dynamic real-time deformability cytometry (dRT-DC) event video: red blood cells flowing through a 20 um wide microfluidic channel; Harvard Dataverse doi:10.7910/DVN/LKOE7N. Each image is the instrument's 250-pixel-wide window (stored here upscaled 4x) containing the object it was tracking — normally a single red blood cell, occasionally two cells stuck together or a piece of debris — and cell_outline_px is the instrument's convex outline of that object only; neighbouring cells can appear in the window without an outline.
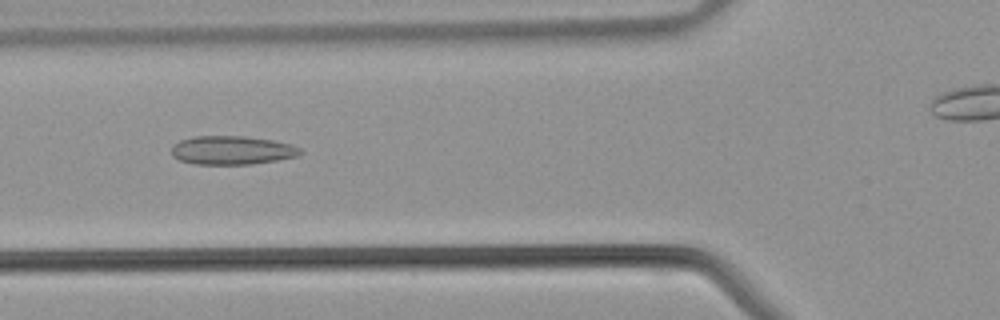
{"species": "common noctule bat (a hibernating species)", "species_latin": "Nyctalus noctula", "temperature_condition": "warm", "stored_images_in_passage": 34, "camera_frame_rate_fps": 3000, "um_per_image_px": 0.085, "animal": {"sex": "male", "body_mass_g": 21.5, "forearm_length_mm": 52.0}, "frame": {"image": 1, "passage_image": 15, "time_ms": 4.667, "image_size_px": [1000, 320], "cell_outline_px": [[304, 152], [300, 156], [252, 164], [196, 164], [180, 160], [172, 156], [172, 144], [180, 140], [192, 136], [244, 136], [272, 140], [292, 144], [300, 148]], "centroid_in_image_um": [19.74, 12.76], "position_along_channel_um": 106.1, "area_um2": 21.68}}
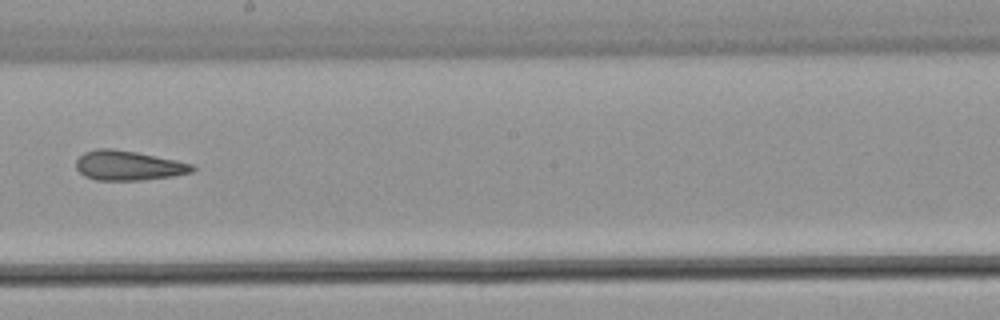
{"frame": {"image": 2, "passage_image": 23, "time_ms": 7.333, "image_size_px": [1000, 320], "cell_outline_px": [[196, 168], [192, 172], [172, 176], [140, 180], [96, 180], [84, 176], [76, 168], [76, 160], [84, 152], [96, 148], [112, 148], [136, 152], [176, 160], [192, 164]], "centroid_in_image_um": [10.88, 14.06], "position_along_channel_um": 237.3, "area_um2": 20.06}}
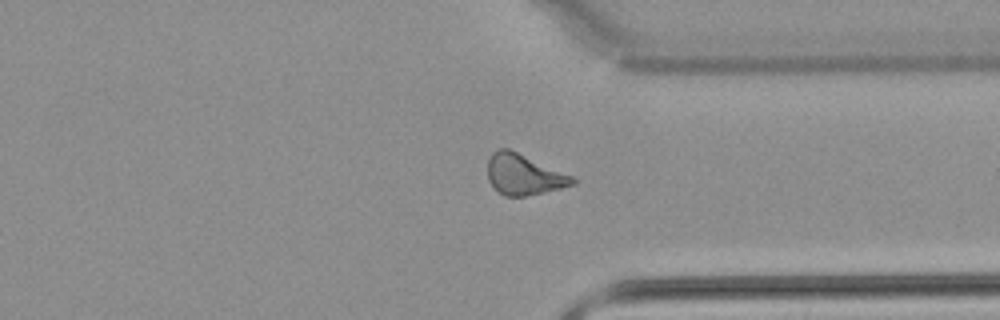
{"frame": {"image": 3, "passage_image": 31, "time_ms": 10.0, "image_size_px": [1000, 320], "cell_outline_px": [[576, 184], [544, 192], [524, 196], [504, 196], [496, 192], [488, 180], [488, 160], [492, 152], [500, 148], [508, 148], [572, 176], [576, 180]], "centroid_in_image_um": [44.48, 14.85], "position_along_channel_um": 366.9, "area_um2": 20.0}}